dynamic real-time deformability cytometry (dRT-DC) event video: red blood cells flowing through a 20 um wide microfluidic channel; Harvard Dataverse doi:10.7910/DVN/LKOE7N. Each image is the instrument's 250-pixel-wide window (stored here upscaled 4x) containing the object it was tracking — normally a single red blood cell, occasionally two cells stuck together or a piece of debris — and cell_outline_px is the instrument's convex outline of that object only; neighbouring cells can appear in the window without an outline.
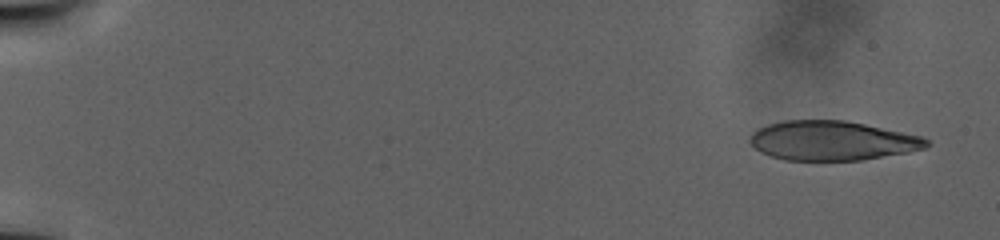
{"species": "human", "species_latin": "Homo sapiens", "temperature_condition": "warm", "stored_images_in_passage": 80, "camera_frame_rate_fps": 3000, "um_per_image_px": 0.085, "donor": {"sex": "male"}, "frame": {"image": 1, "passage_image": 8, "time_ms": 1.667, "image_size_px": [1000, 240], "cell_outline_px": [[932, 144], [924, 148], [908, 152], [864, 160], [784, 160], [760, 152], [752, 144], [752, 132], [768, 124], [784, 120], [844, 120], [864, 124], [920, 136], [928, 140]], "centroid_in_image_um": [70.75, 11.96], "position_along_channel_um": 14.2, "area_um2": 40.23}}
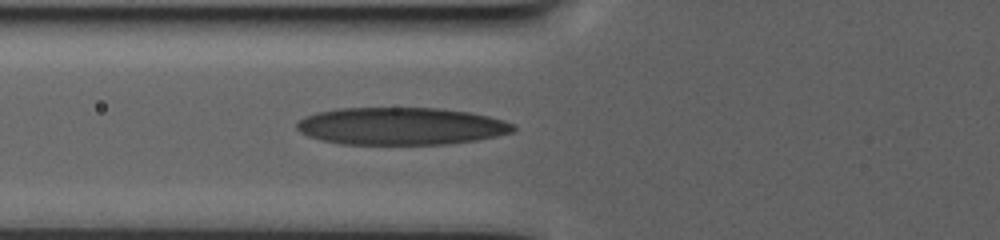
{"frame": {"image": 2, "passage_image": 50, "time_ms": 15.333, "image_size_px": [1000, 240], "cell_outline_px": [[516, 128], [512, 132], [496, 136], [476, 140], [448, 144], [340, 144], [320, 140], [308, 136], [300, 132], [296, 128], [296, 124], [304, 116], [316, 112], [336, 108], [440, 108], [468, 112], [488, 116], [504, 120], [516, 124]], "centroid_in_image_um": [34.07, 10.72], "position_along_channel_um": 91.7, "area_um2": 47.45}}
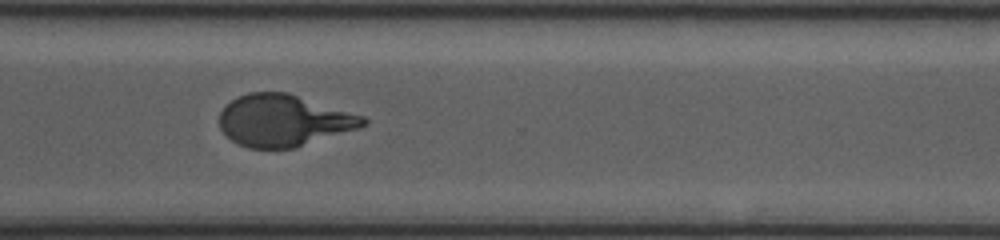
{"frame": {"image": 3, "passage_image": 79, "time_ms": 29.0, "image_size_px": [1000, 240], "cell_outline_px": [[368, 124], [360, 128], [292, 148], [248, 148], [236, 144], [220, 128], [220, 112], [232, 100], [248, 92], [288, 92], [364, 116], [368, 120]], "centroid_in_image_um": [24.13, 10.24], "position_along_channel_um": 346.5, "area_um2": 43.12}}